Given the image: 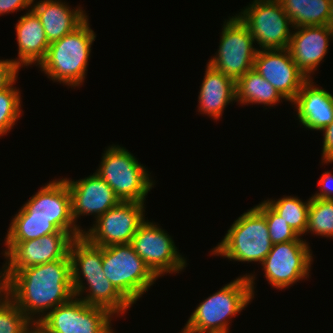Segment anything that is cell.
<instances>
[{"mask_svg": "<svg viewBox=\"0 0 333 333\" xmlns=\"http://www.w3.org/2000/svg\"><path fill=\"white\" fill-rule=\"evenodd\" d=\"M73 297L69 254L64 259L14 271L9 276V298L33 324Z\"/></svg>", "mask_w": 333, "mask_h": 333, "instance_id": "6da1fadb", "label": "cell"}, {"mask_svg": "<svg viewBox=\"0 0 333 333\" xmlns=\"http://www.w3.org/2000/svg\"><path fill=\"white\" fill-rule=\"evenodd\" d=\"M69 257L75 297L88 305L107 309L114 317L129 310L132 305L115 289L103 272V247L90 244L83 236L75 238L70 245ZM85 280L86 284L83 283ZM85 292L84 297L82 295Z\"/></svg>", "mask_w": 333, "mask_h": 333, "instance_id": "7a4b0ae2", "label": "cell"}, {"mask_svg": "<svg viewBox=\"0 0 333 333\" xmlns=\"http://www.w3.org/2000/svg\"><path fill=\"white\" fill-rule=\"evenodd\" d=\"M254 274L237 277L207 297L194 309L183 333H229L230 320L252 301Z\"/></svg>", "mask_w": 333, "mask_h": 333, "instance_id": "3957f363", "label": "cell"}, {"mask_svg": "<svg viewBox=\"0 0 333 333\" xmlns=\"http://www.w3.org/2000/svg\"><path fill=\"white\" fill-rule=\"evenodd\" d=\"M95 38L87 18L74 31L51 43L38 67L54 82L74 88L81 86L86 78Z\"/></svg>", "mask_w": 333, "mask_h": 333, "instance_id": "277c9868", "label": "cell"}, {"mask_svg": "<svg viewBox=\"0 0 333 333\" xmlns=\"http://www.w3.org/2000/svg\"><path fill=\"white\" fill-rule=\"evenodd\" d=\"M272 246L266 218L254 206L233 222L222 241L211 250V255L261 264Z\"/></svg>", "mask_w": 333, "mask_h": 333, "instance_id": "5b68a950", "label": "cell"}, {"mask_svg": "<svg viewBox=\"0 0 333 333\" xmlns=\"http://www.w3.org/2000/svg\"><path fill=\"white\" fill-rule=\"evenodd\" d=\"M114 191L121 202L145 203L155 185L143 164L124 147L111 145L104 151L95 172Z\"/></svg>", "mask_w": 333, "mask_h": 333, "instance_id": "8992f818", "label": "cell"}, {"mask_svg": "<svg viewBox=\"0 0 333 333\" xmlns=\"http://www.w3.org/2000/svg\"><path fill=\"white\" fill-rule=\"evenodd\" d=\"M102 264L106 278L131 305L158 280L131 243L103 247Z\"/></svg>", "mask_w": 333, "mask_h": 333, "instance_id": "52a82bcc", "label": "cell"}, {"mask_svg": "<svg viewBox=\"0 0 333 333\" xmlns=\"http://www.w3.org/2000/svg\"><path fill=\"white\" fill-rule=\"evenodd\" d=\"M241 10L236 15L260 47L258 50L288 48L293 26L279 0H253Z\"/></svg>", "mask_w": 333, "mask_h": 333, "instance_id": "ba28073f", "label": "cell"}, {"mask_svg": "<svg viewBox=\"0 0 333 333\" xmlns=\"http://www.w3.org/2000/svg\"><path fill=\"white\" fill-rule=\"evenodd\" d=\"M246 25L235 14L225 20L217 54L208 64L237 81L253 69L258 48Z\"/></svg>", "mask_w": 333, "mask_h": 333, "instance_id": "9c48e42d", "label": "cell"}, {"mask_svg": "<svg viewBox=\"0 0 333 333\" xmlns=\"http://www.w3.org/2000/svg\"><path fill=\"white\" fill-rule=\"evenodd\" d=\"M14 218L49 219L59 231L68 232L74 239L83 236L71 211V196L64 178L42 186L15 214Z\"/></svg>", "mask_w": 333, "mask_h": 333, "instance_id": "30bf717a", "label": "cell"}, {"mask_svg": "<svg viewBox=\"0 0 333 333\" xmlns=\"http://www.w3.org/2000/svg\"><path fill=\"white\" fill-rule=\"evenodd\" d=\"M158 225L145 219L131 241L134 251L157 278L187 267L172 237Z\"/></svg>", "mask_w": 333, "mask_h": 333, "instance_id": "8fae6325", "label": "cell"}, {"mask_svg": "<svg viewBox=\"0 0 333 333\" xmlns=\"http://www.w3.org/2000/svg\"><path fill=\"white\" fill-rule=\"evenodd\" d=\"M113 316L107 309L74 296L48 312L38 325L48 333H114Z\"/></svg>", "mask_w": 333, "mask_h": 333, "instance_id": "7c38bea8", "label": "cell"}, {"mask_svg": "<svg viewBox=\"0 0 333 333\" xmlns=\"http://www.w3.org/2000/svg\"><path fill=\"white\" fill-rule=\"evenodd\" d=\"M306 241H287L273 244L261 266L268 283L285 289L298 281L309 278L313 256Z\"/></svg>", "mask_w": 333, "mask_h": 333, "instance_id": "4fadbf2b", "label": "cell"}, {"mask_svg": "<svg viewBox=\"0 0 333 333\" xmlns=\"http://www.w3.org/2000/svg\"><path fill=\"white\" fill-rule=\"evenodd\" d=\"M145 206L139 202H120L98 217L90 229H83V237L98 247L131 243L145 220Z\"/></svg>", "mask_w": 333, "mask_h": 333, "instance_id": "5bb4252c", "label": "cell"}, {"mask_svg": "<svg viewBox=\"0 0 333 333\" xmlns=\"http://www.w3.org/2000/svg\"><path fill=\"white\" fill-rule=\"evenodd\" d=\"M74 238L66 231L28 241H5L8 277L21 269L64 259Z\"/></svg>", "mask_w": 333, "mask_h": 333, "instance_id": "9a60e30c", "label": "cell"}, {"mask_svg": "<svg viewBox=\"0 0 333 333\" xmlns=\"http://www.w3.org/2000/svg\"><path fill=\"white\" fill-rule=\"evenodd\" d=\"M253 69L290 103L308 80L298 69L288 49L258 50Z\"/></svg>", "mask_w": 333, "mask_h": 333, "instance_id": "2e32d148", "label": "cell"}, {"mask_svg": "<svg viewBox=\"0 0 333 333\" xmlns=\"http://www.w3.org/2000/svg\"><path fill=\"white\" fill-rule=\"evenodd\" d=\"M64 179L71 196L72 218L76 226L79 216L93 215L96 220L121 202L112 188L96 173L76 181Z\"/></svg>", "mask_w": 333, "mask_h": 333, "instance_id": "e0dca14e", "label": "cell"}, {"mask_svg": "<svg viewBox=\"0 0 333 333\" xmlns=\"http://www.w3.org/2000/svg\"><path fill=\"white\" fill-rule=\"evenodd\" d=\"M292 30L295 31H292L287 49L298 69L307 79H312L314 71L328 53L329 42L333 40V29L324 25L298 27Z\"/></svg>", "mask_w": 333, "mask_h": 333, "instance_id": "ac0fdd59", "label": "cell"}, {"mask_svg": "<svg viewBox=\"0 0 333 333\" xmlns=\"http://www.w3.org/2000/svg\"><path fill=\"white\" fill-rule=\"evenodd\" d=\"M297 111V120L307 130L323 131L333 121V94L319 88L308 79L291 102Z\"/></svg>", "mask_w": 333, "mask_h": 333, "instance_id": "d6986e66", "label": "cell"}, {"mask_svg": "<svg viewBox=\"0 0 333 333\" xmlns=\"http://www.w3.org/2000/svg\"><path fill=\"white\" fill-rule=\"evenodd\" d=\"M31 10L39 18L49 44L60 40L79 27L87 18L85 10L71 7L61 0H39Z\"/></svg>", "mask_w": 333, "mask_h": 333, "instance_id": "ffe728a7", "label": "cell"}, {"mask_svg": "<svg viewBox=\"0 0 333 333\" xmlns=\"http://www.w3.org/2000/svg\"><path fill=\"white\" fill-rule=\"evenodd\" d=\"M236 102V81L207 63L198 95V112L212 117H222L226 106Z\"/></svg>", "mask_w": 333, "mask_h": 333, "instance_id": "44dd1931", "label": "cell"}, {"mask_svg": "<svg viewBox=\"0 0 333 333\" xmlns=\"http://www.w3.org/2000/svg\"><path fill=\"white\" fill-rule=\"evenodd\" d=\"M26 12L15 25L18 57L11 60L19 68L32 64L38 66L44 60L50 45L37 15L30 9Z\"/></svg>", "mask_w": 333, "mask_h": 333, "instance_id": "7402d4cb", "label": "cell"}, {"mask_svg": "<svg viewBox=\"0 0 333 333\" xmlns=\"http://www.w3.org/2000/svg\"><path fill=\"white\" fill-rule=\"evenodd\" d=\"M286 100L267 80L254 69L247 71L236 81V102L273 106Z\"/></svg>", "mask_w": 333, "mask_h": 333, "instance_id": "603a6c76", "label": "cell"}, {"mask_svg": "<svg viewBox=\"0 0 333 333\" xmlns=\"http://www.w3.org/2000/svg\"><path fill=\"white\" fill-rule=\"evenodd\" d=\"M293 28L329 25L331 0H279Z\"/></svg>", "mask_w": 333, "mask_h": 333, "instance_id": "cb8c5ba5", "label": "cell"}, {"mask_svg": "<svg viewBox=\"0 0 333 333\" xmlns=\"http://www.w3.org/2000/svg\"><path fill=\"white\" fill-rule=\"evenodd\" d=\"M288 225L300 236L306 235L308 210L311 197L302 201L299 197L283 196V198L264 200ZM302 235V236H301Z\"/></svg>", "mask_w": 333, "mask_h": 333, "instance_id": "d4e9b609", "label": "cell"}, {"mask_svg": "<svg viewBox=\"0 0 333 333\" xmlns=\"http://www.w3.org/2000/svg\"><path fill=\"white\" fill-rule=\"evenodd\" d=\"M59 230L41 218H13L4 241H28L39 239L44 235L57 233Z\"/></svg>", "mask_w": 333, "mask_h": 333, "instance_id": "484cf974", "label": "cell"}, {"mask_svg": "<svg viewBox=\"0 0 333 333\" xmlns=\"http://www.w3.org/2000/svg\"><path fill=\"white\" fill-rule=\"evenodd\" d=\"M333 238V200L312 198L308 210L306 233Z\"/></svg>", "mask_w": 333, "mask_h": 333, "instance_id": "4316f807", "label": "cell"}, {"mask_svg": "<svg viewBox=\"0 0 333 333\" xmlns=\"http://www.w3.org/2000/svg\"><path fill=\"white\" fill-rule=\"evenodd\" d=\"M17 79L6 89L0 91V138L7 135L19 120L21 113V92L13 87Z\"/></svg>", "mask_w": 333, "mask_h": 333, "instance_id": "83f0119b", "label": "cell"}, {"mask_svg": "<svg viewBox=\"0 0 333 333\" xmlns=\"http://www.w3.org/2000/svg\"><path fill=\"white\" fill-rule=\"evenodd\" d=\"M266 218L269 236L273 244L303 240L265 201L255 206Z\"/></svg>", "mask_w": 333, "mask_h": 333, "instance_id": "f1b7e54d", "label": "cell"}, {"mask_svg": "<svg viewBox=\"0 0 333 333\" xmlns=\"http://www.w3.org/2000/svg\"><path fill=\"white\" fill-rule=\"evenodd\" d=\"M33 323L8 297L0 304V333H30Z\"/></svg>", "mask_w": 333, "mask_h": 333, "instance_id": "f546056e", "label": "cell"}, {"mask_svg": "<svg viewBox=\"0 0 333 333\" xmlns=\"http://www.w3.org/2000/svg\"><path fill=\"white\" fill-rule=\"evenodd\" d=\"M21 70L11 59L0 60V91L9 87Z\"/></svg>", "mask_w": 333, "mask_h": 333, "instance_id": "4dcf8cb0", "label": "cell"}, {"mask_svg": "<svg viewBox=\"0 0 333 333\" xmlns=\"http://www.w3.org/2000/svg\"><path fill=\"white\" fill-rule=\"evenodd\" d=\"M320 186L319 192L312 195V198L333 200V174L330 171H325L318 181Z\"/></svg>", "mask_w": 333, "mask_h": 333, "instance_id": "1f68e13d", "label": "cell"}, {"mask_svg": "<svg viewBox=\"0 0 333 333\" xmlns=\"http://www.w3.org/2000/svg\"><path fill=\"white\" fill-rule=\"evenodd\" d=\"M323 148H322V163L333 162V121L322 131Z\"/></svg>", "mask_w": 333, "mask_h": 333, "instance_id": "d6a6232c", "label": "cell"}, {"mask_svg": "<svg viewBox=\"0 0 333 333\" xmlns=\"http://www.w3.org/2000/svg\"><path fill=\"white\" fill-rule=\"evenodd\" d=\"M33 0H0V15L25 10L32 7Z\"/></svg>", "mask_w": 333, "mask_h": 333, "instance_id": "836d02e7", "label": "cell"}, {"mask_svg": "<svg viewBox=\"0 0 333 333\" xmlns=\"http://www.w3.org/2000/svg\"><path fill=\"white\" fill-rule=\"evenodd\" d=\"M0 271V304L9 297V277L6 262Z\"/></svg>", "mask_w": 333, "mask_h": 333, "instance_id": "e575fe53", "label": "cell"}, {"mask_svg": "<svg viewBox=\"0 0 333 333\" xmlns=\"http://www.w3.org/2000/svg\"><path fill=\"white\" fill-rule=\"evenodd\" d=\"M32 331L34 333H48L44 331L38 324H33Z\"/></svg>", "mask_w": 333, "mask_h": 333, "instance_id": "d590c367", "label": "cell"}, {"mask_svg": "<svg viewBox=\"0 0 333 333\" xmlns=\"http://www.w3.org/2000/svg\"><path fill=\"white\" fill-rule=\"evenodd\" d=\"M329 26L333 29V0H331L330 22Z\"/></svg>", "mask_w": 333, "mask_h": 333, "instance_id": "8d00e7d4", "label": "cell"}]
</instances>
